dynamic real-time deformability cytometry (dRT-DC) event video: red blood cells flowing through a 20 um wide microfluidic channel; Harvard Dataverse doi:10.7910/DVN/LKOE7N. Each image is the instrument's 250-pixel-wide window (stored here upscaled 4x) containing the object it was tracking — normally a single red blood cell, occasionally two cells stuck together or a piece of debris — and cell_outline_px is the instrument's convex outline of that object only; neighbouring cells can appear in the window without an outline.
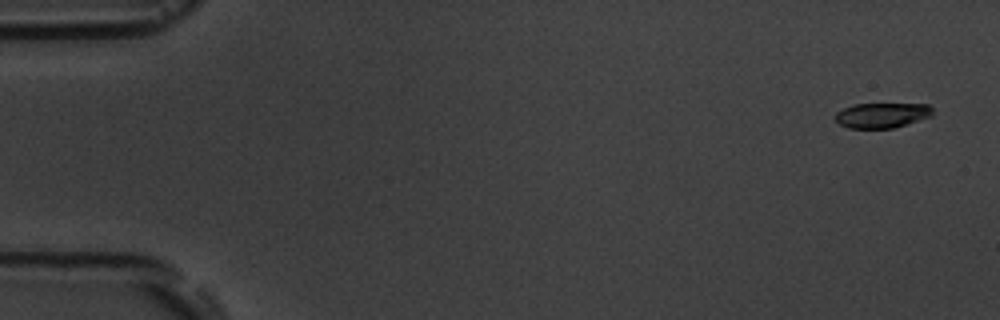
{"species": "common noctule bat (a hibernating species)", "species_latin": "Nyctalus noctula", "temperature_condition": "room temperature", "stored_images_in_passage": 5, "camera_frame_rate_fps": 3000, "um_per_image_px": 0.085, "animal": {"sex": "male", "body_mass_g": 19.5, "forearm_length_mm": 54.6}, "frame": {"image": 1, "passage_image": 1, "time_ms": 0.0, "image_size_px": [1000, 320], "cell_outline_px": [[932, 116], [892, 128], [848, 128], [840, 124], [836, 120], [836, 112], [844, 108], [856, 104], [928, 104], [932, 108]], "centroid_in_image_um": [74.97, 9.79], "position_along_channel_um": 10.0, "area_um2": 14.05}}
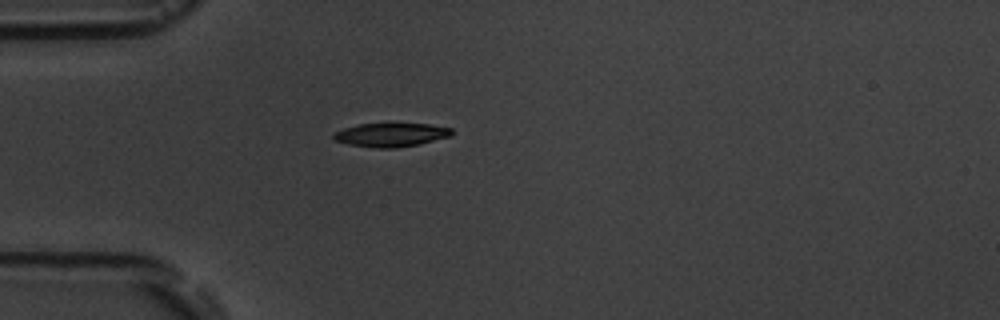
{"frame": {"image": 2, "passage_image": 5, "time_ms": 4.667, "image_size_px": [1000, 320], "cell_outline_px": [[452, 132], [448, 136], [420, 144], [396, 148], [376, 148], [348, 144], [336, 140], [332, 136], [332, 132], [344, 128], [360, 124], [428, 124], [452, 128]], "centroid_in_image_um": [33.19, 11.46], "position_along_channel_um": 51.8, "area_um2": 16.13}}